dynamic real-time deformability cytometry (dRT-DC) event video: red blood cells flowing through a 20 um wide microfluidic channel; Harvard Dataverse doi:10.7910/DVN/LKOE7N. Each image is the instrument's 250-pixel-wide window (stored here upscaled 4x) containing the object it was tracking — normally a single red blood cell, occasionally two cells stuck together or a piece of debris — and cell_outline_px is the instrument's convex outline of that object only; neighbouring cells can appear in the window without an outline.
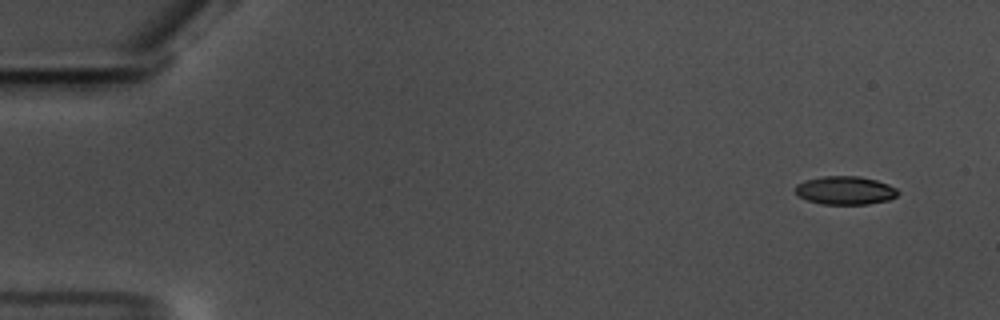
{"species": "common noctule bat (a hibernating species)", "species_latin": "Nyctalus noctula", "temperature_condition": "warm", "stored_images_in_passage": 56, "camera_frame_rate_fps": 3000, "um_per_image_px": 0.085, "animal": {"sex": "male", "body_mass_g": 17.5, "forearm_length_mm": 52.3}, "frame": {"image": 1, "passage_image": 2, "time_ms": 0.333, "image_size_px": [1000, 320], "cell_outline_px": [[900, 192], [896, 196], [888, 200], [868, 204], [820, 204], [808, 200], [800, 196], [796, 192], [796, 184], [804, 180], [824, 176], [860, 176], [876, 180], [888, 184], [896, 188]], "centroid_in_image_um": [71.85, 16.18], "position_along_channel_um": 13.1, "area_um2": 16.94}}
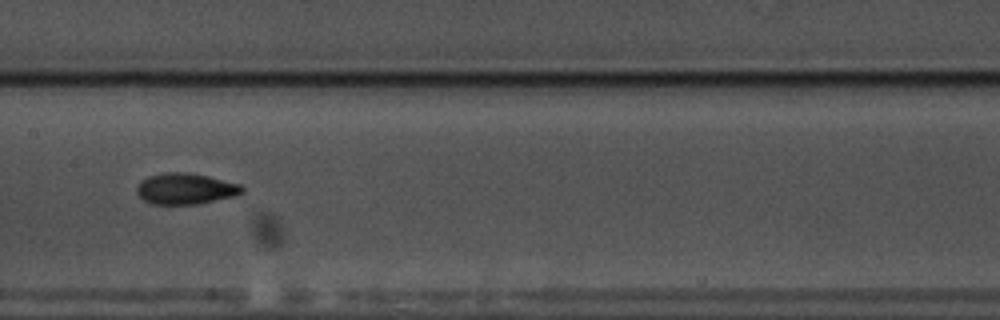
{"frame": {"image": 2, "passage_image": 28, "time_ms": 9.0, "image_size_px": [1000, 320], "cell_outline_px": [[244, 192], [236, 196], [200, 204], [152, 204], [144, 200], [136, 192], [136, 188], [140, 180], [148, 176], [164, 172], [188, 172], [208, 176], [240, 184], [244, 188]], "centroid_in_image_um": [15.77, 16.04], "position_along_channel_um": 191.6, "area_um2": 19.31}}
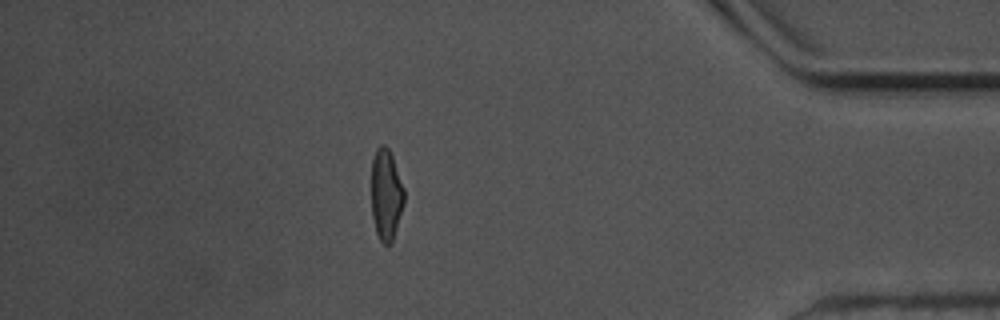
{"frame": {"image": 3, "passage_image": 49, "time_ms": 16.0, "image_size_px": [1000, 320], "cell_outline_px": [[404, 204], [392, 244], [384, 244], [380, 240], [376, 232], [372, 216], [372, 160], [376, 148], [380, 144], [384, 144], [388, 148], [392, 156], [404, 188]], "centroid_in_image_um": [32.82, 16.55], "position_along_channel_um": 402.4, "area_um2": 17.46}, "authors_computed_cell_mechanics": {"area_um2": 18.0914, "velocity_mm_per_s": 3.5581, "shape_relaxation_time_tau1_ms": 4.0212, "shape_relaxation_time_tau2_ms": 2.2776, "deformation_change_tau1": 0.1687, "deformation_change_tau2": 0.0846}}